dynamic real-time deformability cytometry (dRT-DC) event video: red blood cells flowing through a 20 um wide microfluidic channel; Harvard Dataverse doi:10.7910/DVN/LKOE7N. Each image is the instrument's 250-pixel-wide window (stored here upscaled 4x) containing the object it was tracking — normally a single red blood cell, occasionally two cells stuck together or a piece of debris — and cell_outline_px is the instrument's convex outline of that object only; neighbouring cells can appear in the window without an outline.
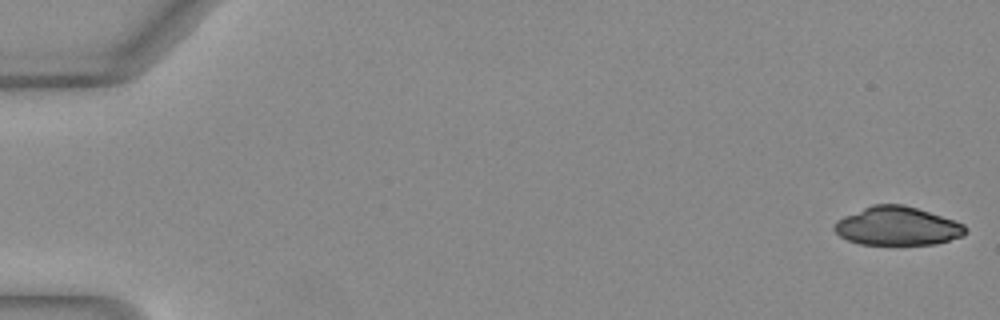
{"species": "Egyptian fruit bat (a non-hibernating species)", "species_latin": "Rousettus aegyptiacus", "temperature_condition": "warm", "stored_images_in_passage": 50, "camera_frame_rate_fps": 3000, "um_per_image_px": 0.085, "animal": {"sex": "female"}, "frame": {"image": 1, "passage_image": 1, "time_ms": 0.0, "image_size_px": [1000, 320], "cell_outline_px": [[968, 232], [964, 236], [936, 244], [860, 244], [848, 240], [840, 236], [832, 228], [832, 224], [836, 220], [844, 216], [872, 204], [904, 204], [964, 224], [968, 228]], "centroid_in_image_um": [76.26, 19.22], "position_along_channel_um": 8.7, "area_um2": 29.48}}
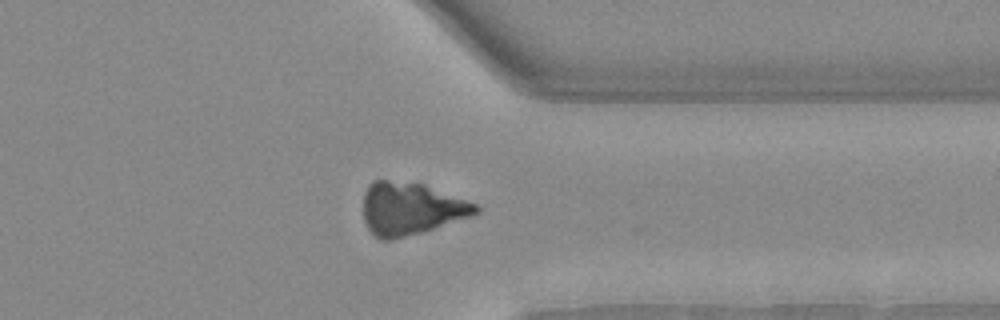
{"frame": {"image": 2, "passage_image": 40, "time_ms": 13.0, "image_size_px": [1000, 320], "cell_outline_px": [[480, 212], [420, 232], [392, 240], [380, 240], [368, 228], [364, 220], [364, 192], [368, 184], [372, 180], [388, 180], [424, 184], [476, 204], [480, 208]], "centroid_in_image_um": [34.86, 17.72], "position_along_channel_um": 376.5, "area_um2": 33.87}}
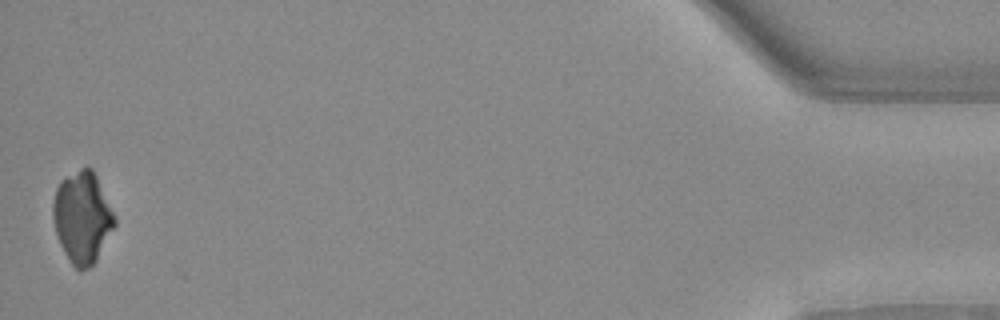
{"frame": {"image": 3, "passage_image": 50, "time_ms": 16.333, "image_size_px": [1000, 320], "cell_outline_px": [[116, 224], [96, 260], [88, 268], [80, 272], [72, 264], [64, 252], [60, 244], [56, 232], [52, 216], [52, 204], [56, 188], [60, 180], [80, 168], [92, 168], [96, 176], [116, 220]], "centroid_in_image_um": [6.97, 18.49], "position_along_channel_um": 428.2, "area_um2": 32.48}}